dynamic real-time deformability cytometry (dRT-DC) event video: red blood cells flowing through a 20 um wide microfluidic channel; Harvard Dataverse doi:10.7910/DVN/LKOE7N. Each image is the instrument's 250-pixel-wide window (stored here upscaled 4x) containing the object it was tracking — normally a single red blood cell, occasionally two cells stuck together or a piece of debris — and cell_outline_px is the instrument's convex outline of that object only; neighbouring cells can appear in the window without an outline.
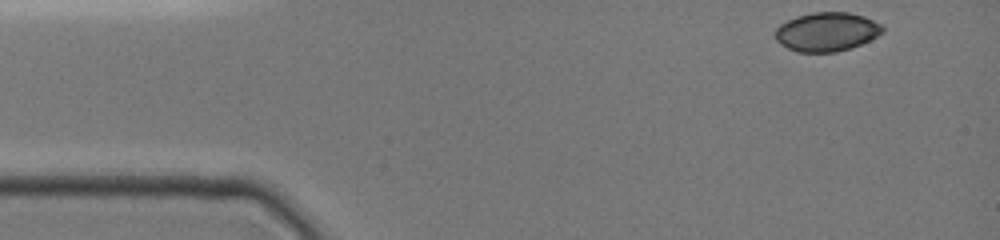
{"species": "common noctule bat (a hibernating species)", "species_latin": "Nyctalus noctula", "temperature_condition": "cold", "stored_images_in_passage": 38, "camera_frame_rate_fps": 3000, "um_per_image_px": 0.085, "animal": {"sex": "female", "body_mass_g": 19.0, "forearm_length_mm": 51.5}, "frame": {"image": 1, "passage_image": 1, "time_ms": 0.0, "image_size_px": [1000, 240], "cell_outline_px": [[884, 32], [852, 48], [836, 52], [796, 52], [788, 48], [776, 40], [776, 28], [780, 24], [796, 16], [812, 12], [848, 12], [864, 16], [884, 24]], "centroid_in_image_um": [70.3, 2.69], "position_along_channel_um": 14.7, "area_um2": 24.45}}
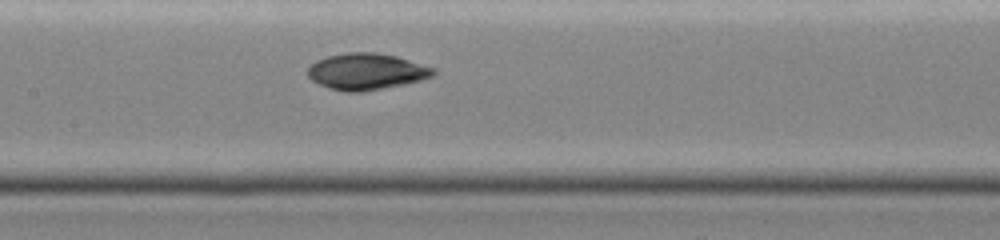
{"frame": {"image": 2, "passage_image": 20, "time_ms": 6.333, "image_size_px": [1000, 240], "cell_outline_px": [[436, 72], [432, 76], [420, 80], [360, 92], [348, 92], [332, 88], [320, 84], [312, 80], [308, 76], [308, 68], [316, 60], [328, 56], [348, 52], [376, 52], [396, 56], [436, 68]], "centroid_in_image_um": [31.15, 6.06], "position_along_channel_um": 176.3, "area_um2": 26.24}}
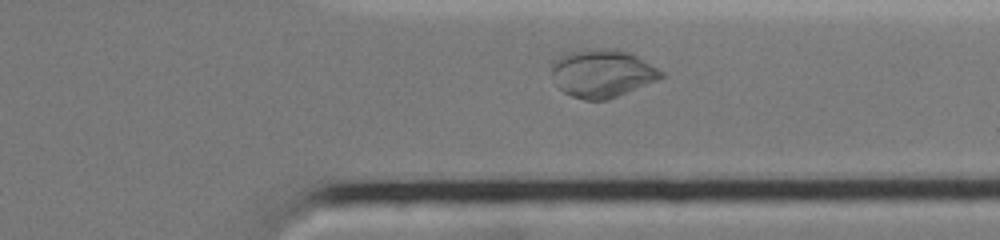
{"frame": {"image": 3, "passage_image": 34, "time_ms": 11.0, "image_size_px": [1000, 240], "cell_outline_px": [[664, 76], [660, 80], [608, 100], [584, 100], [572, 96], [564, 92], [560, 88], [552, 76], [552, 64], [560, 56], [568, 52], [588, 48], [616, 48], [632, 52], [664, 72]], "centroid_in_image_um": [51.24, 6.22], "position_along_channel_um": 360.2, "area_um2": 31.04}}